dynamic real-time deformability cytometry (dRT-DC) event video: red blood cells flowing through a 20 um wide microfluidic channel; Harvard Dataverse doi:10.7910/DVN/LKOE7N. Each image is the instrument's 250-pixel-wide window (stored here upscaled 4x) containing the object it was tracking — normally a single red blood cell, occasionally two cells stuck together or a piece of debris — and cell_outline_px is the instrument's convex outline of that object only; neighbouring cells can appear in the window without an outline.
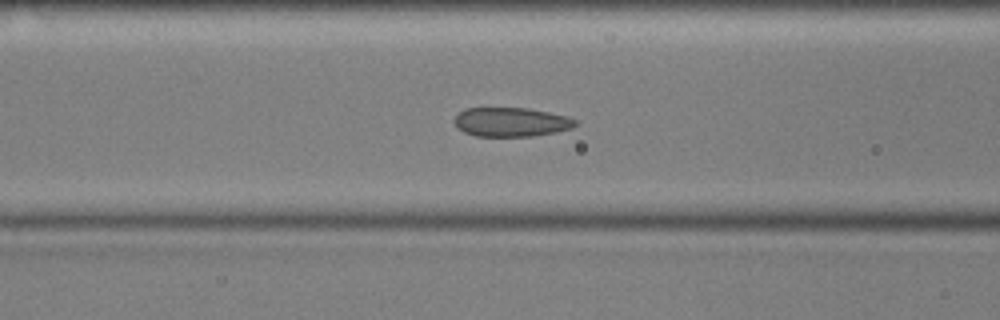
{"species": "common noctule bat (a hibernating species)", "species_latin": "Nyctalus noctula", "temperature_condition": "cold", "stored_images_in_passage": 55, "segment_of_instrument_passage": [1, 2], "camera_frame_rate_fps": 3000, "um_per_image_px": 0.085, "animal": {"sex": "male", "body_mass_g": 17.9, "forearm_length_mm": 54.2}, "frame": {"image": 1, "passage_image": 20, "time_ms": 6.333, "image_size_px": [1000, 320], "cell_outline_px": [[576, 124], [572, 128], [556, 132], [532, 136], [476, 136], [464, 132], [452, 120], [464, 108], [528, 108], [568, 116], [576, 120]], "centroid_in_image_um": [43.45, 10.37], "position_along_channel_um": 123.1, "area_um2": 20.46}}
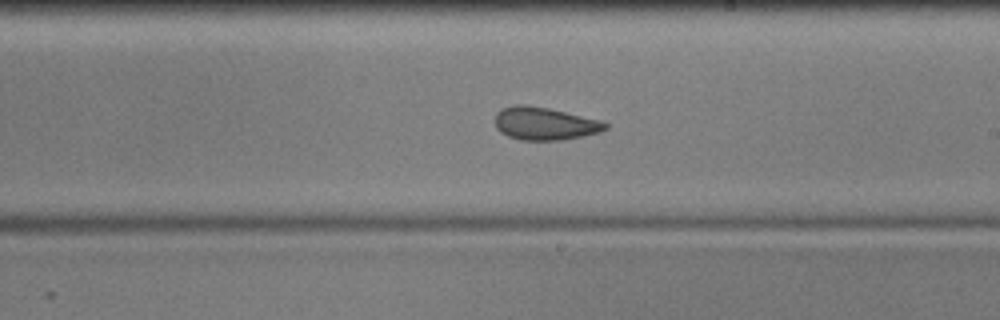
{"frame": {"image": 2, "passage_image": 30, "time_ms": 9.667, "image_size_px": [1000, 320], "cell_outline_px": [[608, 128], [600, 132], [560, 140], [520, 140], [508, 136], [500, 132], [496, 128], [496, 112], [500, 108], [512, 104], [524, 104], [548, 108], [600, 120], [608, 124]], "centroid_in_image_um": [46.25, 10.49], "position_along_channel_um": 242.7, "area_um2": 21.1}}
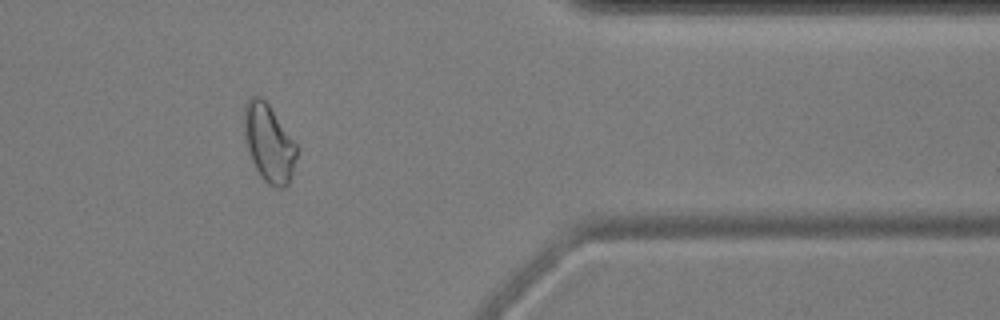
{"frame": {"image": 3, "passage_image": 44, "time_ms": 14.333, "image_size_px": [1000, 320], "cell_outline_px": [[296, 156], [292, 172], [288, 184], [284, 188], [276, 188], [268, 184], [260, 176], [252, 160], [248, 148], [244, 132], [244, 104], [248, 96], [260, 96], [268, 104], [296, 144]], "centroid_in_image_um": [22.83, 12.15], "position_along_channel_um": 388.6, "area_um2": 23.41}}